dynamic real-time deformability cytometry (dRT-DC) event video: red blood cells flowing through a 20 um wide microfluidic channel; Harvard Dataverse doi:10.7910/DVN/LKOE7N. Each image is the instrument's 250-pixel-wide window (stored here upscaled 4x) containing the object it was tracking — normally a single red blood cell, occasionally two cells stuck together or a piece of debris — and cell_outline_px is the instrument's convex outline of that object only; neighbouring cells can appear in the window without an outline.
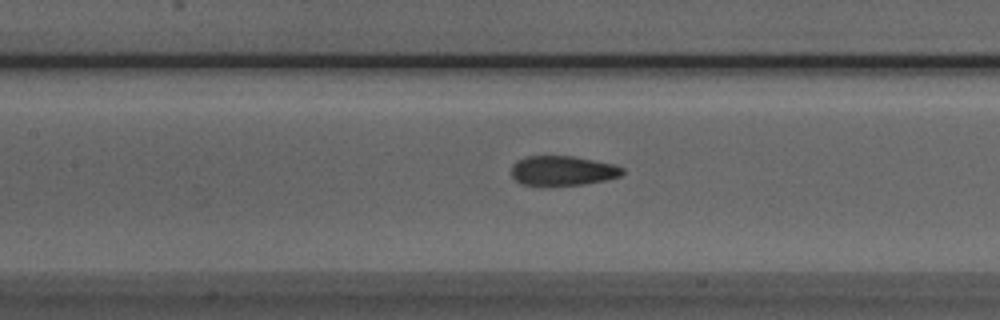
{"species": "Egyptian fruit bat (a non-hibernating species)", "species_latin": "Rousettus aegyptiacus", "temperature_condition": "room temperature", "stored_images_in_passage": 44, "camera_frame_rate_fps": 3000, "um_per_image_px": 0.085, "animal": {"sex": "male"}, "frame": {"image": 1, "passage_image": 22, "time_ms": 7.0, "image_size_px": [1000, 320], "cell_outline_px": [[624, 172], [620, 176], [604, 180], [584, 184], [520, 184], [512, 176], [512, 164], [516, 160], [524, 156], [572, 156], [616, 164], [624, 168]], "centroid_in_image_um": [47.83, 14.48], "position_along_channel_um": 159.6, "area_um2": 19.02}}
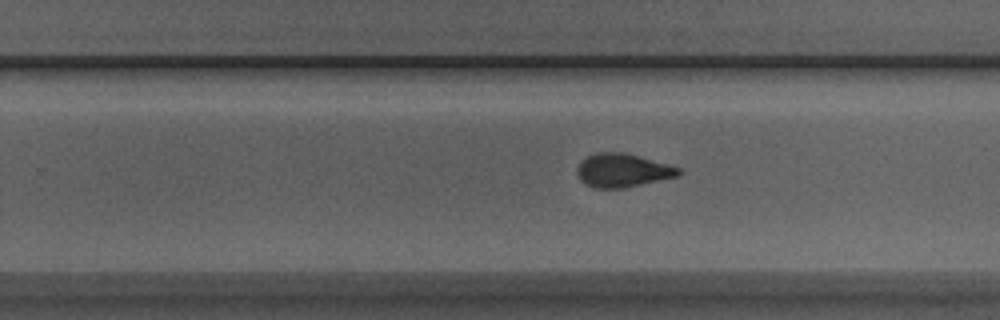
{"frame": {"image": 2, "passage_image": 31, "time_ms": 10.0, "image_size_px": [1000, 320], "cell_outline_px": [[680, 176], [624, 188], [596, 188], [584, 184], [580, 180], [576, 172], [576, 168], [588, 156], [596, 152], [620, 152], [636, 156], [680, 168]], "centroid_in_image_um": [52.89, 14.5], "position_along_channel_um": 276.9, "area_um2": 19.54}}
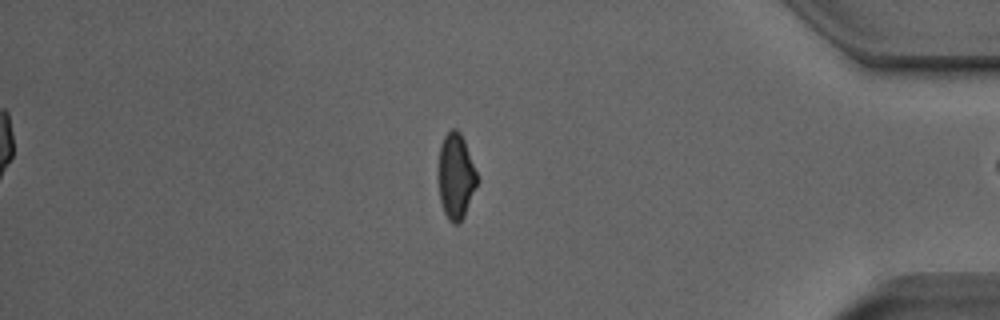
{"frame": {"image": 3, "passage_image": 43, "time_ms": 14.0, "image_size_px": [1000, 320], "cell_outline_px": [[480, 180], [464, 216], [460, 224], [452, 224], [448, 220], [444, 212], [440, 200], [436, 176], [440, 144], [444, 136], [452, 128], [456, 128], [460, 132], [464, 140]], "centroid_in_image_um": [38.73, 15.0], "position_along_channel_um": 396.5, "area_um2": 20.06}}